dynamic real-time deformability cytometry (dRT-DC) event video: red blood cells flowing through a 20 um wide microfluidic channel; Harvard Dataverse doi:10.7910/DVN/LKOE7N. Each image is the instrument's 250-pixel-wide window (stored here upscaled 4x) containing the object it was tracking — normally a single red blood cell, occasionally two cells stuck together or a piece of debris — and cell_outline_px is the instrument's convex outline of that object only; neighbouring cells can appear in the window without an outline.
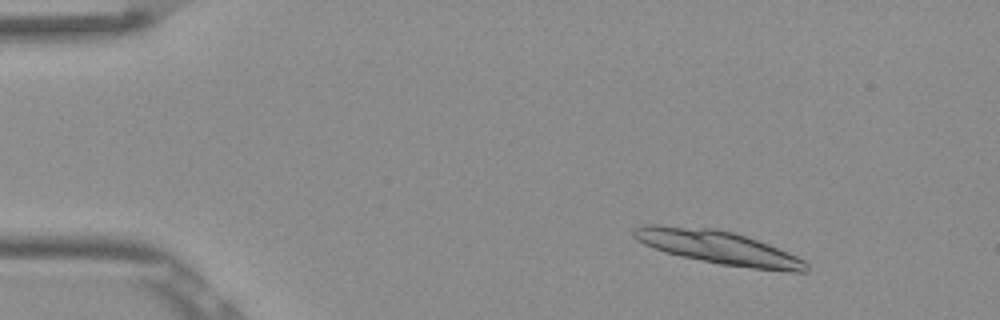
{"species": "Egyptian fruit bat (a non-hibernating species)", "species_latin": "Rousettus aegyptiacus", "temperature_condition": "room temperature", "stored_images_in_passage": 15, "camera_frame_rate_fps": 3000, "um_per_image_px": 0.085, "frame": {"image": 1, "passage_image": 1, "time_ms": 0.0, "image_size_px": [1000, 320], "cell_outline_px": [[808, 272], [788, 272], [752, 268], [720, 264], [664, 252], [644, 244], [636, 240], [632, 236], [632, 232], [636, 228], [648, 224], [660, 224], [712, 228], [732, 232], [768, 244], [796, 256], [804, 260], [808, 264]], "centroid_in_image_um": [61.04, 21.03], "position_along_channel_um": 24.0, "area_um2": 33.35}}